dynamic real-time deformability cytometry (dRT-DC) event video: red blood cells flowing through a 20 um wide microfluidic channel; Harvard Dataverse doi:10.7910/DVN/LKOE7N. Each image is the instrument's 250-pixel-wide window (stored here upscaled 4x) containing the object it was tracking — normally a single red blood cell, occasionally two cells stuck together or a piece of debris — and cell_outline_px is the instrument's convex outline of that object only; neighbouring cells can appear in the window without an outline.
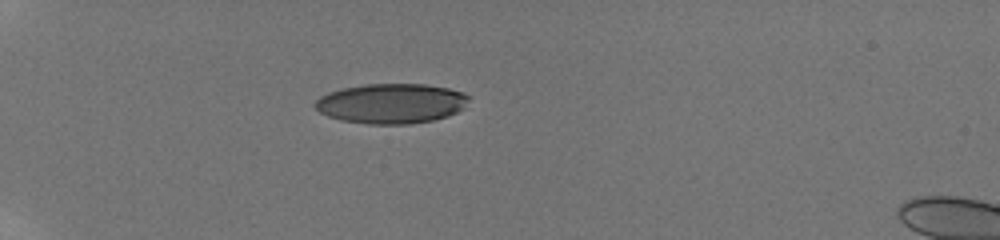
{"species": "human", "species_latin": "Homo sapiens", "temperature_condition": "room temperature", "stored_images_in_passage": 39, "camera_frame_rate_fps": 3000, "um_per_image_px": 0.085, "donor": {"sex": "male"}, "frame": {"image": 1, "passage_image": 1, "time_ms": 0.0, "image_size_px": [1000, 240], "cell_outline_px": [[468, 100], [464, 108], [448, 116], [432, 120], [408, 124], [368, 124], [340, 120], [328, 116], [320, 112], [312, 104], [320, 96], [328, 92], [340, 88], [364, 84], [424, 84], [448, 88], [464, 92], [468, 96]], "centroid_in_image_um": [33.23, 8.79], "position_along_channel_um": 51.8, "area_um2": 35.95}}
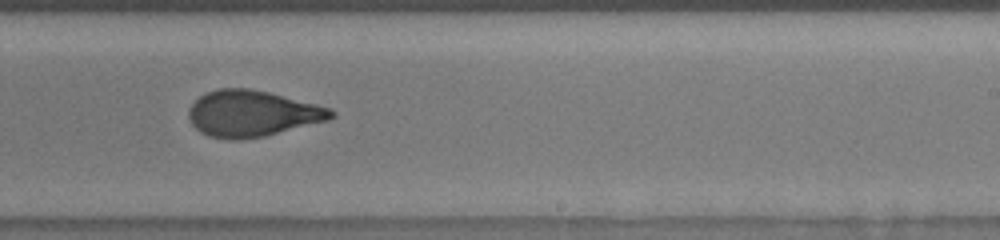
{"frame": {"image": 2, "passage_image": 21, "time_ms": 6.667, "image_size_px": [1000, 240], "cell_outline_px": [[336, 116], [328, 120], [264, 136], [240, 140], [228, 140], [208, 136], [200, 132], [192, 124], [188, 116], [188, 108], [200, 96], [216, 88], [248, 88], [268, 92], [332, 108], [336, 112]], "centroid_in_image_um": [21.43, 9.66], "position_along_channel_um": 267.6, "area_um2": 38.38}}
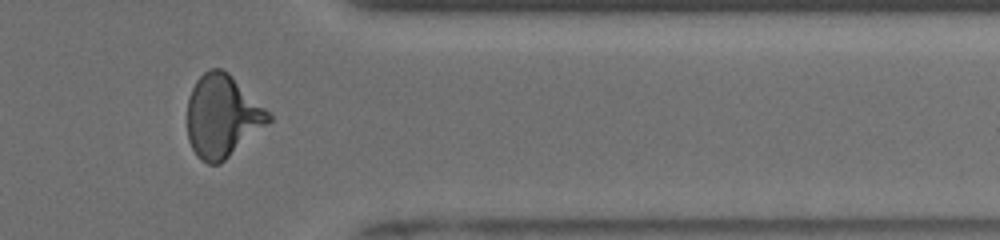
{"frame": {"image": 3, "passage_image": 31, "time_ms": 10.0, "image_size_px": [1000, 240], "cell_outline_px": [[272, 120], [220, 164], [208, 164], [200, 160], [196, 156], [188, 140], [188, 96], [196, 80], [208, 68], [220, 68], [228, 72], [272, 116]], "centroid_in_image_um": [18.86, 9.88], "position_along_channel_um": 392.5, "area_um2": 38.73}, "authors_computed_cell_mechanics": {"area_um2": 38.0324, "velocity_mm_per_s": 3.8831, "shape_relaxation_time_tau1_ms": 4.4586, "shape_relaxation_time_tau2_ms": 1.0251, "deformation_change_tau1": 0.1968, "deformation_change_tau2": 0.078}}